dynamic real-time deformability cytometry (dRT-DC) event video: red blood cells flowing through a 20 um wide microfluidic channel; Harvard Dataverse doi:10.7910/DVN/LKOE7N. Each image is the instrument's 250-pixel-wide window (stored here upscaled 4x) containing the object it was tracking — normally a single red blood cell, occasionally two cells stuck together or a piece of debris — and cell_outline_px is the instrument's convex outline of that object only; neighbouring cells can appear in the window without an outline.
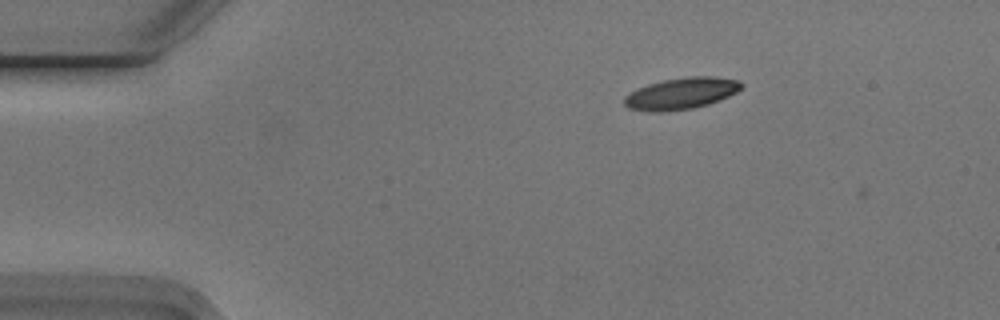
{"species": "Egyptian fruit bat (a non-hibernating species)", "species_latin": "Rousettus aegyptiacus", "temperature_condition": "cold", "stored_images_in_passage": 6, "camera_frame_rate_fps": 3000, "um_per_image_px": 0.085, "animal": {"sex": "male"}, "frame": {"image": 1, "passage_image": 5, "time_ms": 1.333, "image_size_px": [1000, 320], "cell_outline_px": [[744, 84], [736, 92], [728, 96], [708, 104], [692, 108], [660, 112], [652, 112], [628, 108], [624, 104], [624, 96], [636, 88], [648, 84], [664, 80], [688, 76], [712, 76], [740, 80]], "centroid_in_image_um": [57.88, 7.93], "position_along_channel_um": 27.1, "area_um2": 21.5}}